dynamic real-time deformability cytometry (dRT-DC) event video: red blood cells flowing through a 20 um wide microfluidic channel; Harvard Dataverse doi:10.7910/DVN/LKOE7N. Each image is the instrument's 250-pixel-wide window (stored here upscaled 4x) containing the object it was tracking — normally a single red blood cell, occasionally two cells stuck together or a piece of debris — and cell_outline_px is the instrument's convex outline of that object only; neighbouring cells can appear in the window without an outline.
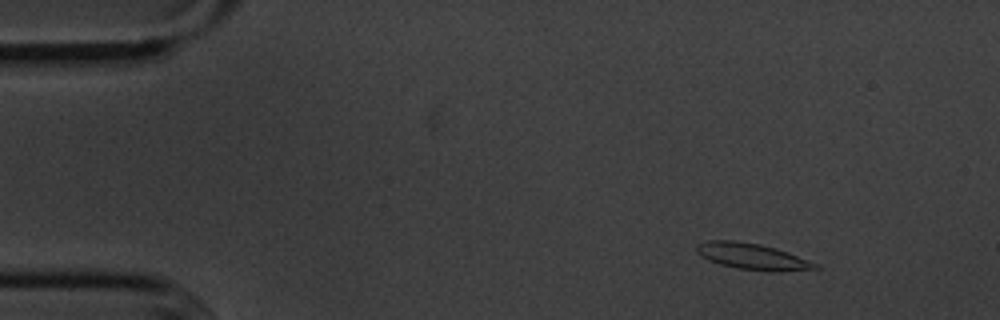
{"species": "common noctule bat (a hibernating species)", "species_latin": "Nyctalus noctula", "temperature_condition": "cold", "stored_images_in_passage": 7, "camera_frame_rate_fps": 3000, "um_per_image_px": 0.085, "animal": {"sex": "male", "body_mass_g": 20.1, "forearm_length_mm": 53.5}, "frame": {"image": 1, "passage_image": 2, "time_ms": 1.333, "image_size_px": [1000, 320], "cell_outline_px": [[820, 268], [780, 272], [768, 272], [740, 268], [720, 264], [708, 260], [700, 256], [696, 252], [696, 244], [708, 240], [736, 240], [760, 244], [776, 248], [808, 260], [816, 264]], "centroid_in_image_um": [63.9, 21.79], "position_along_channel_um": 21.1, "area_um2": 18.15}}
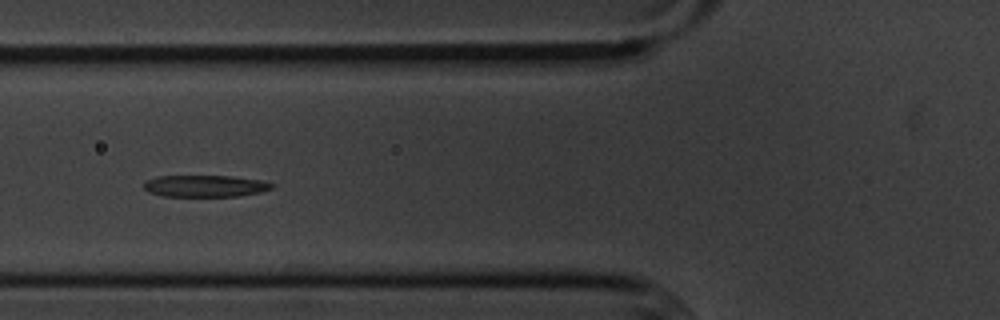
{"frame": {"image": 2, "passage_image": 6, "time_ms": 6.0, "image_size_px": [1000, 320], "cell_outline_px": [[276, 188], [260, 192], [240, 196], [164, 196], [148, 192], [144, 188], [144, 180], [160, 176], [232, 176], [260, 180], [276, 184]], "centroid_in_image_um": [17.47, 15.81], "position_along_channel_um": 108.3, "area_um2": 16.36}}
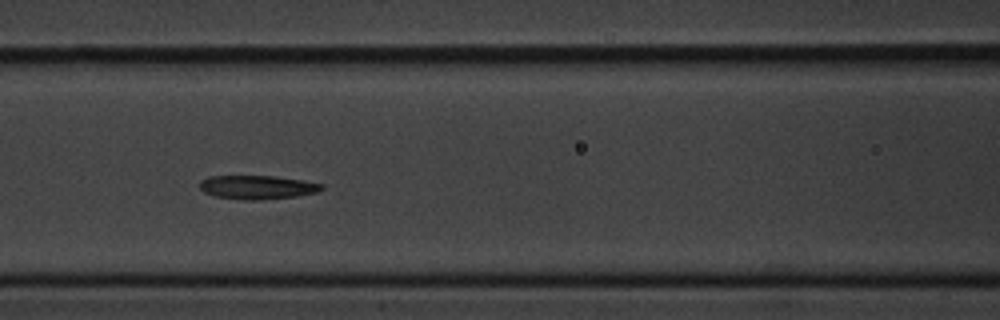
{"frame": {"image": 3, "passage_image": 7, "time_ms": 7.0, "image_size_px": [1000, 320], "cell_outline_px": [[324, 188], [316, 192], [296, 196], [260, 200], [244, 200], [216, 196], [204, 192], [200, 188], [200, 180], [208, 176], [272, 176], [304, 180], [324, 184]], "centroid_in_image_um": [21.88, 15.91], "position_along_channel_um": 144.7, "area_um2": 16.88}}